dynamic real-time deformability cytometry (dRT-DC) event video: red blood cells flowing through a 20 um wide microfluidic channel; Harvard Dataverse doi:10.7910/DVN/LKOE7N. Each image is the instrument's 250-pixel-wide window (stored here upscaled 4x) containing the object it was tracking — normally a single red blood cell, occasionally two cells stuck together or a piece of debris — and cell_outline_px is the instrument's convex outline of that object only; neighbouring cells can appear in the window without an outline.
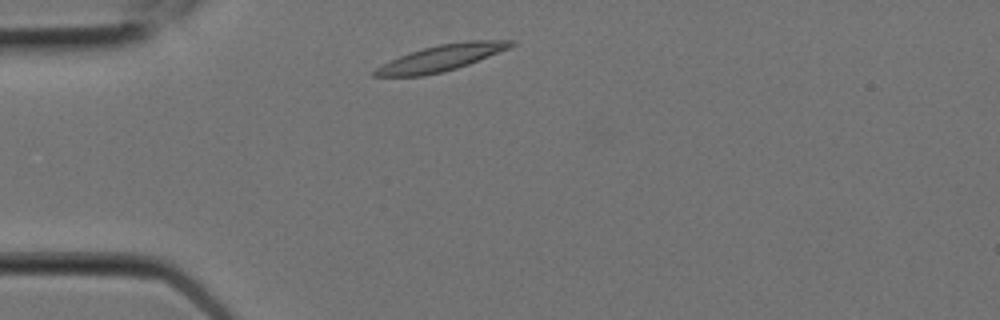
{"species": "Egyptian fruit bat (a non-hibernating species)", "species_latin": "Rousettus aegyptiacus", "temperature_condition": "room temperature", "stored_images_in_passage": 4, "camera_frame_rate_fps": 3000, "um_per_image_px": 0.085, "animal": {"sex": "female"}, "frame": {"image": 1, "passage_image": 1, "time_ms": 0.0, "image_size_px": [1000, 320], "cell_outline_px": [[500, 48], [484, 56], [464, 64], [452, 68], [436, 72], [404, 76], [392, 76], [408, 56], [416, 52], [448, 44], [488, 44]], "centroid_in_image_um": [37.62, 4.96], "position_along_channel_um": 47.4, "area_um2": 13.64}}
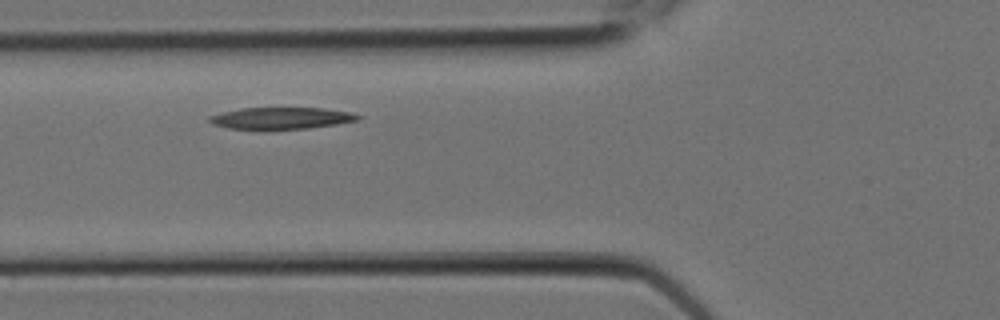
{"frame": {"image": 2, "passage_image": 3, "time_ms": 0.667, "image_size_px": [1000, 320], "cell_outline_px": [[352, 116], [348, 120], [324, 124], [288, 128], [240, 128], [224, 124], [216, 120], [224, 116], [240, 112], [260, 108], [308, 108], [336, 112]], "centroid_in_image_um": [23.97, 10.04], "position_along_channel_um": 101.8, "area_um2": 14.57}}
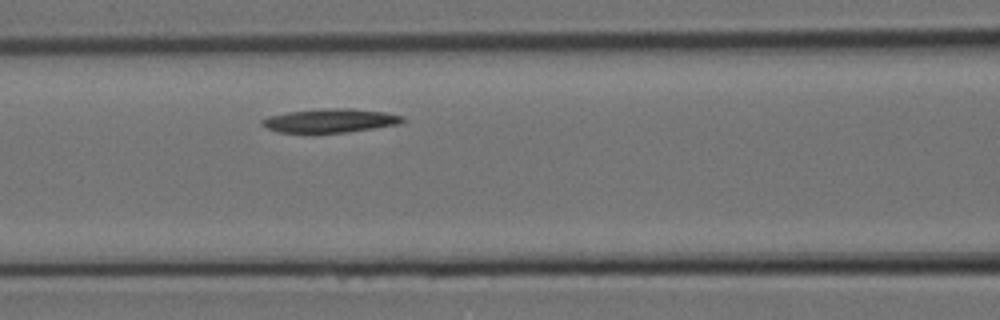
{"frame": {"image": 3, "passage_image": 4, "time_ms": 1.0, "image_size_px": [1000, 320], "cell_outline_px": [[400, 120], [384, 124], [360, 128], [332, 132], [292, 132], [276, 128], [268, 124], [268, 120], [304, 112], [364, 112], [396, 116]], "centroid_in_image_um": [28.03, 10.32], "position_along_channel_um": 138.6, "area_um2": 14.22}}